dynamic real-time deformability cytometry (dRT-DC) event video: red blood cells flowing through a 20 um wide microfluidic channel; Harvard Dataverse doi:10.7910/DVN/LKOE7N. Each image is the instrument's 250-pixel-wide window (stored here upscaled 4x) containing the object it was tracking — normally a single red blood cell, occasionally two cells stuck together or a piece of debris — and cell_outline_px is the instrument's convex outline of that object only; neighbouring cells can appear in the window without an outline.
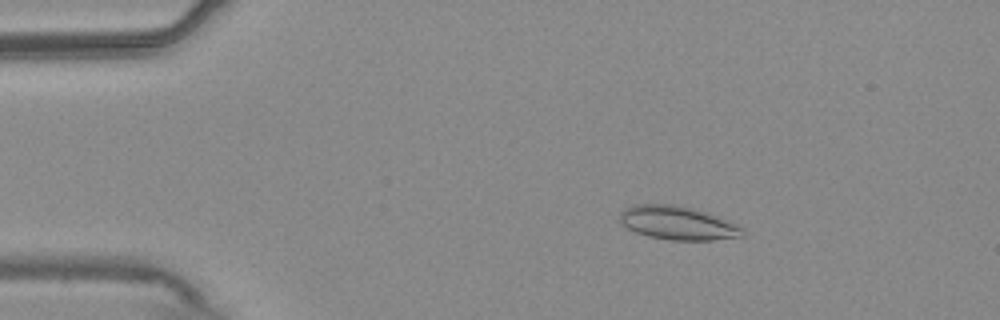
{"species": "common noctule bat (a hibernating species)", "species_latin": "Nyctalus noctula", "temperature_condition": "warm", "stored_images_in_passage": 54, "camera_frame_rate_fps": 3000, "um_per_image_px": 0.085, "animal": {"sex": "male", "body_mass_g": 20.4}, "frame": {"image": 1, "passage_image": 9, "time_ms": 2.667, "image_size_px": [1000, 320], "cell_outline_px": [[744, 228], [740, 236], [712, 240], [672, 240], [648, 236], [636, 232], [620, 224], [620, 212], [624, 208], [636, 204], [672, 204], [692, 208], [728, 220]], "centroid_in_image_um": [57.55, 18.94], "position_along_channel_um": 27.4, "area_um2": 23.81}}
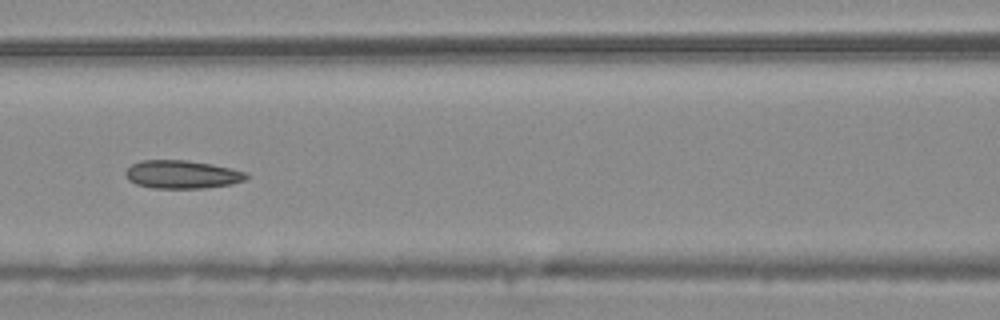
{"frame": {"image": 2, "passage_image": 24, "time_ms": 7.667, "image_size_px": [1000, 320], "cell_outline_px": [[248, 176], [244, 180], [232, 184], [204, 188], [152, 188], [136, 184], [128, 180], [124, 172], [132, 164], [140, 160], [184, 160], [212, 164], [232, 168], [248, 172]], "centroid_in_image_um": [15.48, 14.82], "position_along_channel_um": 151.1, "area_um2": 19.94}}
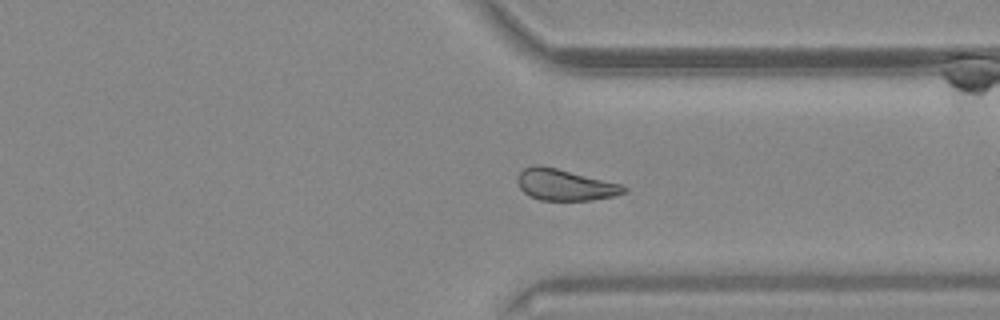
{"frame": {"image": 3, "passage_image": 41, "time_ms": 13.333, "image_size_px": [1000, 320], "cell_outline_px": [[628, 192], [616, 196], [592, 200], [540, 200], [528, 196], [520, 188], [516, 180], [520, 172], [524, 168], [532, 164], [540, 164], [620, 184], [628, 188]], "centroid_in_image_um": [48.0, 15.71], "position_along_channel_um": 363.4, "area_um2": 19.48}}